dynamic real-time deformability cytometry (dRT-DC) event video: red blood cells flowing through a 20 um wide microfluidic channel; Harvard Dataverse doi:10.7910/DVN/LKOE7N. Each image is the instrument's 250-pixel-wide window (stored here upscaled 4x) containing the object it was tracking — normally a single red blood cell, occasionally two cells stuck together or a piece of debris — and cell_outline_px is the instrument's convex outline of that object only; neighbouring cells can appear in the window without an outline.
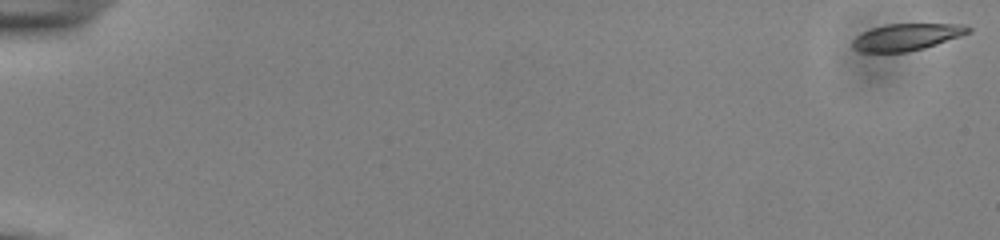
{"species": "common noctule bat (a hibernating species)", "species_latin": "Nyctalus noctula", "temperature_condition": "cold", "stored_images_in_passage": 55, "camera_frame_rate_fps": 3000, "um_per_image_px": 0.085, "animal": {"sex": "male", "body_mass_g": 13.0, "forearm_length_mm": 53.1}, "frame": {"image": 1, "passage_image": 1, "time_ms": 0.0, "image_size_px": [1000, 240], "cell_outline_px": [[972, 32], [924, 48], [904, 52], [860, 52], [852, 48], [852, 40], [856, 36], [872, 28], [888, 24], [964, 24], [972, 28]], "centroid_in_image_um": [77.07, 3.14], "position_along_channel_um": 7.9, "area_um2": 18.03}}
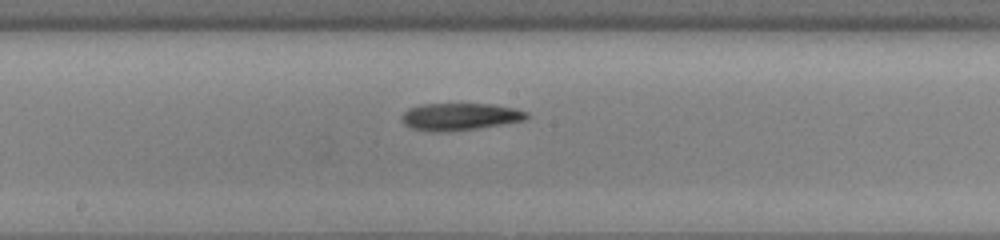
{"frame": {"image": 2, "passage_image": 31, "time_ms": 10.0, "image_size_px": [1000, 240], "cell_outline_px": [[528, 116], [524, 120], [452, 132], [428, 132], [412, 128], [404, 124], [400, 120], [404, 112], [408, 108], [420, 104], [492, 104], [516, 108], [528, 112]], "centroid_in_image_um": [39.04, 9.92], "position_along_channel_um": 209.2, "area_um2": 19.94}}
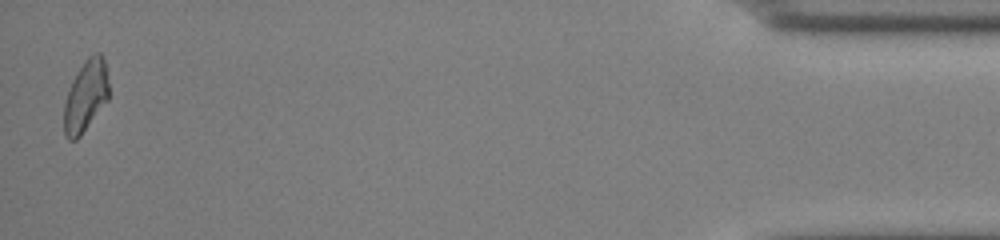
{"frame": {"image": 3, "passage_image": 54, "time_ms": 17.667, "image_size_px": [1000, 240], "cell_outline_px": [[108, 100], [80, 136], [76, 140], [68, 140], [64, 132], [64, 104], [72, 80], [76, 72], [88, 56], [96, 52], [100, 52], [104, 60], [108, 84]], "centroid_in_image_um": [7.28, 8.16], "position_along_channel_um": 427.9, "area_um2": 18.5}, "authors_computed_cell_mechanics": {"area_um2": 18.9584, "velocity_mm_per_s": 3.8975, "shape_relaxation_time_tau1_ms": 7.4347, "shape_relaxation_time_tau2_ms": 4.1535, "deformation_change_tau1": 0.1642, "deformation_change_tau2": 0.1226}}